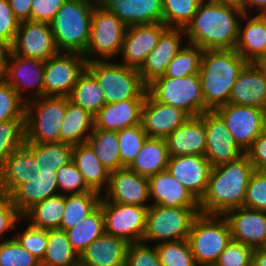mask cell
I'll return each instance as SVG.
<instances>
[{
	"mask_svg": "<svg viewBox=\"0 0 266 266\" xmlns=\"http://www.w3.org/2000/svg\"><path fill=\"white\" fill-rule=\"evenodd\" d=\"M244 15L235 0H202L191 22L185 27V38L203 50L234 49L239 21Z\"/></svg>",
	"mask_w": 266,
	"mask_h": 266,
	"instance_id": "cell-1",
	"label": "cell"
},
{
	"mask_svg": "<svg viewBox=\"0 0 266 266\" xmlns=\"http://www.w3.org/2000/svg\"><path fill=\"white\" fill-rule=\"evenodd\" d=\"M253 164L245 153L238 159L211 169L204 196L199 201L201 214L219 215L243 207Z\"/></svg>",
	"mask_w": 266,
	"mask_h": 266,
	"instance_id": "cell-2",
	"label": "cell"
},
{
	"mask_svg": "<svg viewBox=\"0 0 266 266\" xmlns=\"http://www.w3.org/2000/svg\"><path fill=\"white\" fill-rule=\"evenodd\" d=\"M247 63L235 49L204 50L198 74L205 112L228 104L232 87Z\"/></svg>",
	"mask_w": 266,
	"mask_h": 266,
	"instance_id": "cell-3",
	"label": "cell"
},
{
	"mask_svg": "<svg viewBox=\"0 0 266 266\" xmlns=\"http://www.w3.org/2000/svg\"><path fill=\"white\" fill-rule=\"evenodd\" d=\"M95 5L88 0H67L56 13L50 27L60 53L85 54Z\"/></svg>",
	"mask_w": 266,
	"mask_h": 266,
	"instance_id": "cell-4",
	"label": "cell"
},
{
	"mask_svg": "<svg viewBox=\"0 0 266 266\" xmlns=\"http://www.w3.org/2000/svg\"><path fill=\"white\" fill-rule=\"evenodd\" d=\"M86 69L96 78L106 104L128 99H146L147 85L142 81L138 69L121 63L105 62L99 58H91Z\"/></svg>",
	"mask_w": 266,
	"mask_h": 266,
	"instance_id": "cell-5",
	"label": "cell"
},
{
	"mask_svg": "<svg viewBox=\"0 0 266 266\" xmlns=\"http://www.w3.org/2000/svg\"><path fill=\"white\" fill-rule=\"evenodd\" d=\"M66 111L65 96H42L26 102L25 142L59 143L60 129Z\"/></svg>",
	"mask_w": 266,
	"mask_h": 266,
	"instance_id": "cell-6",
	"label": "cell"
},
{
	"mask_svg": "<svg viewBox=\"0 0 266 266\" xmlns=\"http://www.w3.org/2000/svg\"><path fill=\"white\" fill-rule=\"evenodd\" d=\"M216 217L200 213L192 223L187 241L198 266H213L232 240L227 220Z\"/></svg>",
	"mask_w": 266,
	"mask_h": 266,
	"instance_id": "cell-7",
	"label": "cell"
},
{
	"mask_svg": "<svg viewBox=\"0 0 266 266\" xmlns=\"http://www.w3.org/2000/svg\"><path fill=\"white\" fill-rule=\"evenodd\" d=\"M148 93L158 102L186 112L190 117L205 112L199 74L181 78L159 76L147 85Z\"/></svg>",
	"mask_w": 266,
	"mask_h": 266,
	"instance_id": "cell-8",
	"label": "cell"
},
{
	"mask_svg": "<svg viewBox=\"0 0 266 266\" xmlns=\"http://www.w3.org/2000/svg\"><path fill=\"white\" fill-rule=\"evenodd\" d=\"M200 214L199 207H164L150 205L142 242H162L187 239L194 219Z\"/></svg>",
	"mask_w": 266,
	"mask_h": 266,
	"instance_id": "cell-9",
	"label": "cell"
},
{
	"mask_svg": "<svg viewBox=\"0 0 266 266\" xmlns=\"http://www.w3.org/2000/svg\"><path fill=\"white\" fill-rule=\"evenodd\" d=\"M127 26L113 13L95 5L91 20L90 39L83 55L90 62V54L111 58L121 52ZM99 54V55H98ZM88 56V57H87Z\"/></svg>",
	"mask_w": 266,
	"mask_h": 266,
	"instance_id": "cell-10",
	"label": "cell"
},
{
	"mask_svg": "<svg viewBox=\"0 0 266 266\" xmlns=\"http://www.w3.org/2000/svg\"><path fill=\"white\" fill-rule=\"evenodd\" d=\"M105 233L128 243L142 242L146 229L147 207L109 202L101 198Z\"/></svg>",
	"mask_w": 266,
	"mask_h": 266,
	"instance_id": "cell-11",
	"label": "cell"
},
{
	"mask_svg": "<svg viewBox=\"0 0 266 266\" xmlns=\"http://www.w3.org/2000/svg\"><path fill=\"white\" fill-rule=\"evenodd\" d=\"M214 111L223 119L232 137L245 153L266 129V110L228 103Z\"/></svg>",
	"mask_w": 266,
	"mask_h": 266,
	"instance_id": "cell-12",
	"label": "cell"
},
{
	"mask_svg": "<svg viewBox=\"0 0 266 266\" xmlns=\"http://www.w3.org/2000/svg\"><path fill=\"white\" fill-rule=\"evenodd\" d=\"M62 54L59 52L45 61L44 96L68 97L79 76L86 69L87 61L82 54Z\"/></svg>",
	"mask_w": 266,
	"mask_h": 266,
	"instance_id": "cell-13",
	"label": "cell"
},
{
	"mask_svg": "<svg viewBox=\"0 0 266 266\" xmlns=\"http://www.w3.org/2000/svg\"><path fill=\"white\" fill-rule=\"evenodd\" d=\"M56 171L51 164L35 163L32 143V173L28 182L18 186L8 197L23 216L35 204L59 193Z\"/></svg>",
	"mask_w": 266,
	"mask_h": 266,
	"instance_id": "cell-14",
	"label": "cell"
},
{
	"mask_svg": "<svg viewBox=\"0 0 266 266\" xmlns=\"http://www.w3.org/2000/svg\"><path fill=\"white\" fill-rule=\"evenodd\" d=\"M200 117L204 120L206 129L205 157L212 168L227 164L245 154L215 111H206Z\"/></svg>",
	"mask_w": 266,
	"mask_h": 266,
	"instance_id": "cell-15",
	"label": "cell"
},
{
	"mask_svg": "<svg viewBox=\"0 0 266 266\" xmlns=\"http://www.w3.org/2000/svg\"><path fill=\"white\" fill-rule=\"evenodd\" d=\"M10 51L15 55L43 61L59 53L50 23L31 20L21 22Z\"/></svg>",
	"mask_w": 266,
	"mask_h": 266,
	"instance_id": "cell-16",
	"label": "cell"
},
{
	"mask_svg": "<svg viewBox=\"0 0 266 266\" xmlns=\"http://www.w3.org/2000/svg\"><path fill=\"white\" fill-rule=\"evenodd\" d=\"M230 227L232 240L255 248L266 243V212L245 207L233 208L223 214Z\"/></svg>",
	"mask_w": 266,
	"mask_h": 266,
	"instance_id": "cell-17",
	"label": "cell"
},
{
	"mask_svg": "<svg viewBox=\"0 0 266 266\" xmlns=\"http://www.w3.org/2000/svg\"><path fill=\"white\" fill-rule=\"evenodd\" d=\"M166 28L163 23L128 26L120 52L124 60L121 64L139 69L156 47L160 35Z\"/></svg>",
	"mask_w": 266,
	"mask_h": 266,
	"instance_id": "cell-18",
	"label": "cell"
},
{
	"mask_svg": "<svg viewBox=\"0 0 266 266\" xmlns=\"http://www.w3.org/2000/svg\"><path fill=\"white\" fill-rule=\"evenodd\" d=\"M189 118L186 112L156 101L147 92L142 106L141 124L148 137L166 139Z\"/></svg>",
	"mask_w": 266,
	"mask_h": 266,
	"instance_id": "cell-19",
	"label": "cell"
},
{
	"mask_svg": "<svg viewBox=\"0 0 266 266\" xmlns=\"http://www.w3.org/2000/svg\"><path fill=\"white\" fill-rule=\"evenodd\" d=\"M106 197L110 202L149 207L148 177L139 175L127 167L110 172Z\"/></svg>",
	"mask_w": 266,
	"mask_h": 266,
	"instance_id": "cell-20",
	"label": "cell"
},
{
	"mask_svg": "<svg viewBox=\"0 0 266 266\" xmlns=\"http://www.w3.org/2000/svg\"><path fill=\"white\" fill-rule=\"evenodd\" d=\"M212 166L205 156L169 157L167 170L200 201L204 196Z\"/></svg>",
	"mask_w": 266,
	"mask_h": 266,
	"instance_id": "cell-21",
	"label": "cell"
},
{
	"mask_svg": "<svg viewBox=\"0 0 266 266\" xmlns=\"http://www.w3.org/2000/svg\"><path fill=\"white\" fill-rule=\"evenodd\" d=\"M8 58L12 60L11 64ZM8 58L4 80L17 91V94L27 102L28 100L21 95L22 89L25 90L27 87L35 86L37 88L34 98L44 96L45 61L15 55L11 51L8 54Z\"/></svg>",
	"mask_w": 266,
	"mask_h": 266,
	"instance_id": "cell-22",
	"label": "cell"
},
{
	"mask_svg": "<svg viewBox=\"0 0 266 266\" xmlns=\"http://www.w3.org/2000/svg\"><path fill=\"white\" fill-rule=\"evenodd\" d=\"M181 33L185 35L184 29L174 27H167L162 32L156 47L138 69L141 79L146 85L165 74L168 64L182 48L180 47Z\"/></svg>",
	"mask_w": 266,
	"mask_h": 266,
	"instance_id": "cell-23",
	"label": "cell"
},
{
	"mask_svg": "<svg viewBox=\"0 0 266 266\" xmlns=\"http://www.w3.org/2000/svg\"><path fill=\"white\" fill-rule=\"evenodd\" d=\"M228 103L266 110V74L254 62L241 70Z\"/></svg>",
	"mask_w": 266,
	"mask_h": 266,
	"instance_id": "cell-24",
	"label": "cell"
},
{
	"mask_svg": "<svg viewBox=\"0 0 266 266\" xmlns=\"http://www.w3.org/2000/svg\"><path fill=\"white\" fill-rule=\"evenodd\" d=\"M99 5L127 27L162 23V0H103Z\"/></svg>",
	"mask_w": 266,
	"mask_h": 266,
	"instance_id": "cell-25",
	"label": "cell"
},
{
	"mask_svg": "<svg viewBox=\"0 0 266 266\" xmlns=\"http://www.w3.org/2000/svg\"><path fill=\"white\" fill-rule=\"evenodd\" d=\"M169 157L193 155L205 156L206 129L200 117H190L167 138Z\"/></svg>",
	"mask_w": 266,
	"mask_h": 266,
	"instance_id": "cell-26",
	"label": "cell"
},
{
	"mask_svg": "<svg viewBox=\"0 0 266 266\" xmlns=\"http://www.w3.org/2000/svg\"><path fill=\"white\" fill-rule=\"evenodd\" d=\"M152 205L164 207H199V201L168 170L148 177Z\"/></svg>",
	"mask_w": 266,
	"mask_h": 266,
	"instance_id": "cell-27",
	"label": "cell"
},
{
	"mask_svg": "<svg viewBox=\"0 0 266 266\" xmlns=\"http://www.w3.org/2000/svg\"><path fill=\"white\" fill-rule=\"evenodd\" d=\"M129 243L104 233L79 254V266H125Z\"/></svg>",
	"mask_w": 266,
	"mask_h": 266,
	"instance_id": "cell-28",
	"label": "cell"
},
{
	"mask_svg": "<svg viewBox=\"0 0 266 266\" xmlns=\"http://www.w3.org/2000/svg\"><path fill=\"white\" fill-rule=\"evenodd\" d=\"M145 99H128L105 104L94 116L95 128L120 131L141 124L142 106Z\"/></svg>",
	"mask_w": 266,
	"mask_h": 266,
	"instance_id": "cell-29",
	"label": "cell"
},
{
	"mask_svg": "<svg viewBox=\"0 0 266 266\" xmlns=\"http://www.w3.org/2000/svg\"><path fill=\"white\" fill-rule=\"evenodd\" d=\"M32 173V143L15 149L0 170V194L9 196L18 186L26 183Z\"/></svg>",
	"mask_w": 266,
	"mask_h": 266,
	"instance_id": "cell-30",
	"label": "cell"
},
{
	"mask_svg": "<svg viewBox=\"0 0 266 266\" xmlns=\"http://www.w3.org/2000/svg\"><path fill=\"white\" fill-rule=\"evenodd\" d=\"M94 127V116L66 97V111L60 129L59 142L71 145L85 143L91 135L88 130L92 132Z\"/></svg>",
	"mask_w": 266,
	"mask_h": 266,
	"instance_id": "cell-31",
	"label": "cell"
},
{
	"mask_svg": "<svg viewBox=\"0 0 266 266\" xmlns=\"http://www.w3.org/2000/svg\"><path fill=\"white\" fill-rule=\"evenodd\" d=\"M168 161L166 139L148 137L138 155L127 168L139 175L150 177L167 170Z\"/></svg>",
	"mask_w": 266,
	"mask_h": 266,
	"instance_id": "cell-32",
	"label": "cell"
},
{
	"mask_svg": "<svg viewBox=\"0 0 266 266\" xmlns=\"http://www.w3.org/2000/svg\"><path fill=\"white\" fill-rule=\"evenodd\" d=\"M72 161L91 190L100 194L104 184H109L110 171L102 165L87 142L73 145Z\"/></svg>",
	"mask_w": 266,
	"mask_h": 266,
	"instance_id": "cell-33",
	"label": "cell"
},
{
	"mask_svg": "<svg viewBox=\"0 0 266 266\" xmlns=\"http://www.w3.org/2000/svg\"><path fill=\"white\" fill-rule=\"evenodd\" d=\"M247 20V25L243 29L239 22L234 49L247 62H254L266 51V26L258 15Z\"/></svg>",
	"mask_w": 266,
	"mask_h": 266,
	"instance_id": "cell-34",
	"label": "cell"
},
{
	"mask_svg": "<svg viewBox=\"0 0 266 266\" xmlns=\"http://www.w3.org/2000/svg\"><path fill=\"white\" fill-rule=\"evenodd\" d=\"M68 98L93 116L106 104L103 91L96 78L87 69L79 76Z\"/></svg>",
	"mask_w": 266,
	"mask_h": 266,
	"instance_id": "cell-35",
	"label": "cell"
},
{
	"mask_svg": "<svg viewBox=\"0 0 266 266\" xmlns=\"http://www.w3.org/2000/svg\"><path fill=\"white\" fill-rule=\"evenodd\" d=\"M72 248L80 254L94 240L105 233L104 215L99 205L75 227L65 231Z\"/></svg>",
	"mask_w": 266,
	"mask_h": 266,
	"instance_id": "cell-36",
	"label": "cell"
},
{
	"mask_svg": "<svg viewBox=\"0 0 266 266\" xmlns=\"http://www.w3.org/2000/svg\"><path fill=\"white\" fill-rule=\"evenodd\" d=\"M41 266H79V254L72 248L64 230H48V243Z\"/></svg>",
	"mask_w": 266,
	"mask_h": 266,
	"instance_id": "cell-37",
	"label": "cell"
},
{
	"mask_svg": "<svg viewBox=\"0 0 266 266\" xmlns=\"http://www.w3.org/2000/svg\"><path fill=\"white\" fill-rule=\"evenodd\" d=\"M100 200V194L96 191L65 195L60 229L66 231L75 227L99 206Z\"/></svg>",
	"mask_w": 266,
	"mask_h": 266,
	"instance_id": "cell-38",
	"label": "cell"
},
{
	"mask_svg": "<svg viewBox=\"0 0 266 266\" xmlns=\"http://www.w3.org/2000/svg\"><path fill=\"white\" fill-rule=\"evenodd\" d=\"M65 208V195L57 194L31 207L23 217L31 219V225L41 229H60Z\"/></svg>",
	"mask_w": 266,
	"mask_h": 266,
	"instance_id": "cell-39",
	"label": "cell"
},
{
	"mask_svg": "<svg viewBox=\"0 0 266 266\" xmlns=\"http://www.w3.org/2000/svg\"><path fill=\"white\" fill-rule=\"evenodd\" d=\"M87 143L102 165L110 172L121 169L117 131H105L94 127Z\"/></svg>",
	"mask_w": 266,
	"mask_h": 266,
	"instance_id": "cell-40",
	"label": "cell"
},
{
	"mask_svg": "<svg viewBox=\"0 0 266 266\" xmlns=\"http://www.w3.org/2000/svg\"><path fill=\"white\" fill-rule=\"evenodd\" d=\"M180 49L173 60L168 64L164 76L181 78L198 74L204 50L197 45L189 44Z\"/></svg>",
	"mask_w": 266,
	"mask_h": 266,
	"instance_id": "cell-41",
	"label": "cell"
},
{
	"mask_svg": "<svg viewBox=\"0 0 266 266\" xmlns=\"http://www.w3.org/2000/svg\"><path fill=\"white\" fill-rule=\"evenodd\" d=\"M202 0H162V23L169 28L185 27L191 22ZM172 23L174 25L172 26Z\"/></svg>",
	"mask_w": 266,
	"mask_h": 266,
	"instance_id": "cell-42",
	"label": "cell"
},
{
	"mask_svg": "<svg viewBox=\"0 0 266 266\" xmlns=\"http://www.w3.org/2000/svg\"><path fill=\"white\" fill-rule=\"evenodd\" d=\"M118 132L119 154L121 169L128 167L148 138L142 124L124 128Z\"/></svg>",
	"mask_w": 266,
	"mask_h": 266,
	"instance_id": "cell-43",
	"label": "cell"
},
{
	"mask_svg": "<svg viewBox=\"0 0 266 266\" xmlns=\"http://www.w3.org/2000/svg\"><path fill=\"white\" fill-rule=\"evenodd\" d=\"M155 248L162 266H198L187 239L160 242Z\"/></svg>",
	"mask_w": 266,
	"mask_h": 266,
	"instance_id": "cell-44",
	"label": "cell"
},
{
	"mask_svg": "<svg viewBox=\"0 0 266 266\" xmlns=\"http://www.w3.org/2000/svg\"><path fill=\"white\" fill-rule=\"evenodd\" d=\"M73 145L68 143H33L35 163L51 164L57 171L72 161Z\"/></svg>",
	"mask_w": 266,
	"mask_h": 266,
	"instance_id": "cell-45",
	"label": "cell"
},
{
	"mask_svg": "<svg viewBox=\"0 0 266 266\" xmlns=\"http://www.w3.org/2000/svg\"><path fill=\"white\" fill-rule=\"evenodd\" d=\"M25 119H13L0 123V170L6 158L25 142Z\"/></svg>",
	"mask_w": 266,
	"mask_h": 266,
	"instance_id": "cell-46",
	"label": "cell"
},
{
	"mask_svg": "<svg viewBox=\"0 0 266 266\" xmlns=\"http://www.w3.org/2000/svg\"><path fill=\"white\" fill-rule=\"evenodd\" d=\"M26 102L17 91L5 80L0 81V123L25 119Z\"/></svg>",
	"mask_w": 266,
	"mask_h": 266,
	"instance_id": "cell-47",
	"label": "cell"
},
{
	"mask_svg": "<svg viewBox=\"0 0 266 266\" xmlns=\"http://www.w3.org/2000/svg\"><path fill=\"white\" fill-rule=\"evenodd\" d=\"M0 266H41V264L14 237L0 243Z\"/></svg>",
	"mask_w": 266,
	"mask_h": 266,
	"instance_id": "cell-48",
	"label": "cell"
},
{
	"mask_svg": "<svg viewBox=\"0 0 266 266\" xmlns=\"http://www.w3.org/2000/svg\"><path fill=\"white\" fill-rule=\"evenodd\" d=\"M15 238L40 262L43 260L48 243V230L29 224L22 234L16 233Z\"/></svg>",
	"mask_w": 266,
	"mask_h": 266,
	"instance_id": "cell-49",
	"label": "cell"
},
{
	"mask_svg": "<svg viewBox=\"0 0 266 266\" xmlns=\"http://www.w3.org/2000/svg\"><path fill=\"white\" fill-rule=\"evenodd\" d=\"M56 178L58 189L66 191V194L93 191L86 185L83 175L78 171L73 161L57 169Z\"/></svg>",
	"mask_w": 266,
	"mask_h": 266,
	"instance_id": "cell-50",
	"label": "cell"
},
{
	"mask_svg": "<svg viewBox=\"0 0 266 266\" xmlns=\"http://www.w3.org/2000/svg\"><path fill=\"white\" fill-rule=\"evenodd\" d=\"M243 207L266 212V178L259 171L250 176Z\"/></svg>",
	"mask_w": 266,
	"mask_h": 266,
	"instance_id": "cell-51",
	"label": "cell"
},
{
	"mask_svg": "<svg viewBox=\"0 0 266 266\" xmlns=\"http://www.w3.org/2000/svg\"><path fill=\"white\" fill-rule=\"evenodd\" d=\"M254 249L231 240L213 266H246L253 259Z\"/></svg>",
	"mask_w": 266,
	"mask_h": 266,
	"instance_id": "cell-52",
	"label": "cell"
},
{
	"mask_svg": "<svg viewBox=\"0 0 266 266\" xmlns=\"http://www.w3.org/2000/svg\"><path fill=\"white\" fill-rule=\"evenodd\" d=\"M125 266H162L155 247L144 242L129 243Z\"/></svg>",
	"mask_w": 266,
	"mask_h": 266,
	"instance_id": "cell-53",
	"label": "cell"
},
{
	"mask_svg": "<svg viewBox=\"0 0 266 266\" xmlns=\"http://www.w3.org/2000/svg\"><path fill=\"white\" fill-rule=\"evenodd\" d=\"M21 21L14 16L8 0H0V42L11 47Z\"/></svg>",
	"mask_w": 266,
	"mask_h": 266,
	"instance_id": "cell-54",
	"label": "cell"
},
{
	"mask_svg": "<svg viewBox=\"0 0 266 266\" xmlns=\"http://www.w3.org/2000/svg\"><path fill=\"white\" fill-rule=\"evenodd\" d=\"M67 0H33L31 21L50 23Z\"/></svg>",
	"mask_w": 266,
	"mask_h": 266,
	"instance_id": "cell-55",
	"label": "cell"
},
{
	"mask_svg": "<svg viewBox=\"0 0 266 266\" xmlns=\"http://www.w3.org/2000/svg\"><path fill=\"white\" fill-rule=\"evenodd\" d=\"M21 217L22 215L9 197L0 194V235L15 228L17 220Z\"/></svg>",
	"mask_w": 266,
	"mask_h": 266,
	"instance_id": "cell-56",
	"label": "cell"
},
{
	"mask_svg": "<svg viewBox=\"0 0 266 266\" xmlns=\"http://www.w3.org/2000/svg\"><path fill=\"white\" fill-rule=\"evenodd\" d=\"M246 154L249 156L254 170L258 171L266 165V129L254 140Z\"/></svg>",
	"mask_w": 266,
	"mask_h": 266,
	"instance_id": "cell-57",
	"label": "cell"
},
{
	"mask_svg": "<svg viewBox=\"0 0 266 266\" xmlns=\"http://www.w3.org/2000/svg\"><path fill=\"white\" fill-rule=\"evenodd\" d=\"M14 16L21 22L31 20V6L33 0H8Z\"/></svg>",
	"mask_w": 266,
	"mask_h": 266,
	"instance_id": "cell-58",
	"label": "cell"
},
{
	"mask_svg": "<svg viewBox=\"0 0 266 266\" xmlns=\"http://www.w3.org/2000/svg\"><path fill=\"white\" fill-rule=\"evenodd\" d=\"M238 7L242 10L244 15H247V7L250 6L251 8L256 6L260 11L266 9V0H235ZM247 6V7H246Z\"/></svg>",
	"mask_w": 266,
	"mask_h": 266,
	"instance_id": "cell-59",
	"label": "cell"
},
{
	"mask_svg": "<svg viewBox=\"0 0 266 266\" xmlns=\"http://www.w3.org/2000/svg\"><path fill=\"white\" fill-rule=\"evenodd\" d=\"M9 52L10 47L5 43L0 42V81H3L5 79L6 62Z\"/></svg>",
	"mask_w": 266,
	"mask_h": 266,
	"instance_id": "cell-60",
	"label": "cell"
},
{
	"mask_svg": "<svg viewBox=\"0 0 266 266\" xmlns=\"http://www.w3.org/2000/svg\"><path fill=\"white\" fill-rule=\"evenodd\" d=\"M253 260L258 266H266V250L262 248H255L253 251Z\"/></svg>",
	"mask_w": 266,
	"mask_h": 266,
	"instance_id": "cell-61",
	"label": "cell"
},
{
	"mask_svg": "<svg viewBox=\"0 0 266 266\" xmlns=\"http://www.w3.org/2000/svg\"><path fill=\"white\" fill-rule=\"evenodd\" d=\"M254 63L266 74V51Z\"/></svg>",
	"mask_w": 266,
	"mask_h": 266,
	"instance_id": "cell-62",
	"label": "cell"
},
{
	"mask_svg": "<svg viewBox=\"0 0 266 266\" xmlns=\"http://www.w3.org/2000/svg\"><path fill=\"white\" fill-rule=\"evenodd\" d=\"M258 16L261 18V20L265 23V26H266V9L265 10H262Z\"/></svg>",
	"mask_w": 266,
	"mask_h": 266,
	"instance_id": "cell-63",
	"label": "cell"
},
{
	"mask_svg": "<svg viewBox=\"0 0 266 266\" xmlns=\"http://www.w3.org/2000/svg\"><path fill=\"white\" fill-rule=\"evenodd\" d=\"M266 178V165L258 170Z\"/></svg>",
	"mask_w": 266,
	"mask_h": 266,
	"instance_id": "cell-64",
	"label": "cell"
},
{
	"mask_svg": "<svg viewBox=\"0 0 266 266\" xmlns=\"http://www.w3.org/2000/svg\"><path fill=\"white\" fill-rule=\"evenodd\" d=\"M246 266H258L255 261L252 259Z\"/></svg>",
	"mask_w": 266,
	"mask_h": 266,
	"instance_id": "cell-65",
	"label": "cell"
},
{
	"mask_svg": "<svg viewBox=\"0 0 266 266\" xmlns=\"http://www.w3.org/2000/svg\"><path fill=\"white\" fill-rule=\"evenodd\" d=\"M88 1H92L96 5H99L102 2V0H88Z\"/></svg>",
	"mask_w": 266,
	"mask_h": 266,
	"instance_id": "cell-66",
	"label": "cell"
}]
</instances>
